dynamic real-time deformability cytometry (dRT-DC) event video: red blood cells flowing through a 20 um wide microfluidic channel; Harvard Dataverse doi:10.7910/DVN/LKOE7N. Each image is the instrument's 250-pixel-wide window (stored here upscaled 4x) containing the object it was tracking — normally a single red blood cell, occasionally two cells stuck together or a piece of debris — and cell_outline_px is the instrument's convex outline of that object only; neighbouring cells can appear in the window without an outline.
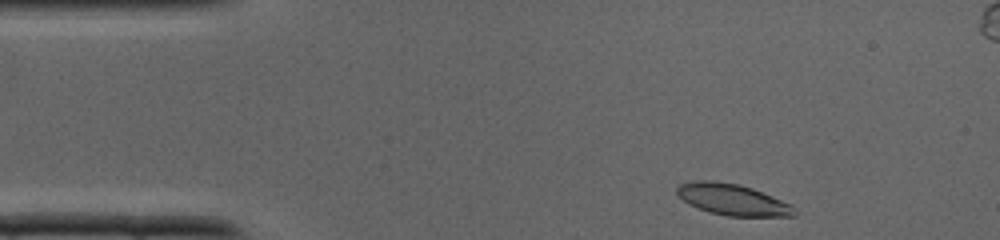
{"species": "common noctule bat (a hibernating species)", "species_latin": "Nyctalus noctula", "temperature_condition": "cold", "stored_images_in_passage": 34, "camera_frame_rate_fps": 3000, "um_per_image_px": 0.085, "animal": {"sex": "male", "body_mass_g": 19.0, "forearm_length_mm": 50.8}, "frame": {"image": 1, "passage_image": 1, "time_ms": 0.0, "image_size_px": [1000, 240], "cell_outline_px": [[796, 216], [728, 216], [708, 212], [688, 204], [676, 196], [676, 188], [680, 184], [696, 180], [712, 180], [736, 184], [752, 188], [792, 204], [796, 208]], "centroid_in_image_um": [62.25, 16.97], "position_along_channel_um": 22.8, "area_um2": 21.56}}
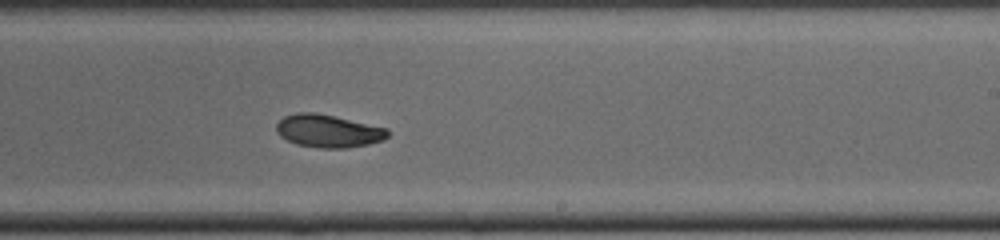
{"frame": {"image": 2, "passage_image": 18, "time_ms": 5.667, "image_size_px": [1000, 240], "cell_outline_px": [[388, 136], [384, 140], [368, 144], [344, 148], [320, 148], [296, 144], [280, 136], [276, 132], [276, 124], [284, 116], [300, 112], [312, 112], [332, 116], [388, 128]], "centroid_in_image_um": [27.89, 11.14], "position_along_channel_um": 261.1, "area_um2": 21.1}}
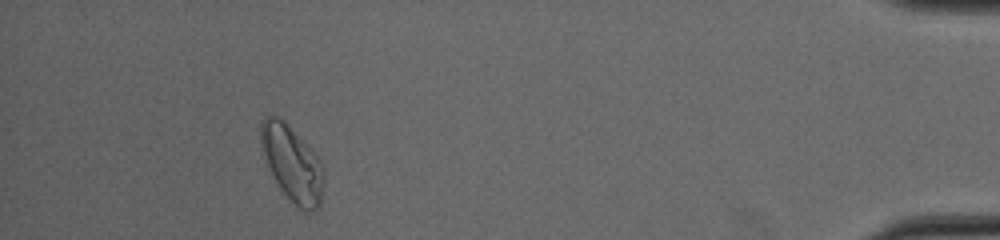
{"frame": {"image": 3, "passage_image": 30, "time_ms": 9.667, "image_size_px": [1000, 240], "cell_outline_px": [[324, 184], [320, 204], [316, 208], [300, 208], [280, 188], [268, 164], [260, 140], [260, 120], [264, 116], [280, 116], [288, 124], [320, 160], [324, 168]], "centroid_in_image_um": [24.83, 13.82], "position_along_channel_um": 410.4, "area_um2": 26.93}}